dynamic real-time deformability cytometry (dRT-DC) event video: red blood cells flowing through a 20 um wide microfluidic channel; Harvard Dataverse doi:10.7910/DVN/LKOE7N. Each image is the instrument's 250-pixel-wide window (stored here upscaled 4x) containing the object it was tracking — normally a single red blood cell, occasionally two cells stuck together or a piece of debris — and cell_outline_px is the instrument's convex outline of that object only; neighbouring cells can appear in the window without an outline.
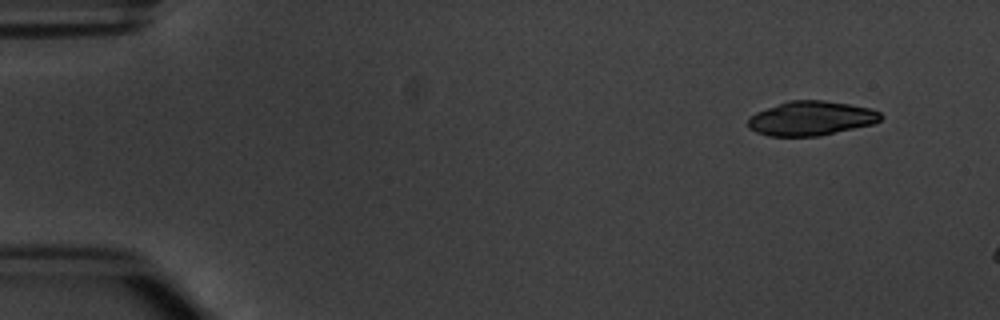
{"species": "common noctule bat (a hibernating species)", "species_latin": "Nyctalus noctula", "temperature_condition": "warm", "stored_images_in_passage": 5, "camera_frame_rate_fps": 3000, "um_per_image_px": 0.085, "animal": {"sex": "male", "body_mass_g": 20.1, "forearm_length_mm": 53.5}, "frame": {"image": 1, "passage_image": 1, "time_ms": 0.0, "image_size_px": [1000, 320], "cell_outline_px": [[884, 116], [880, 120], [872, 124], [820, 136], [768, 136], [756, 132], [748, 128], [748, 120], [756, 112], [788, 100], [824, 100], [848, 104], [868, 108], [880, 112]], "centroid_in_image_um": [68.93, 10.06], "position_along_channel_um": 16.1, "area_um2": 26.47}}